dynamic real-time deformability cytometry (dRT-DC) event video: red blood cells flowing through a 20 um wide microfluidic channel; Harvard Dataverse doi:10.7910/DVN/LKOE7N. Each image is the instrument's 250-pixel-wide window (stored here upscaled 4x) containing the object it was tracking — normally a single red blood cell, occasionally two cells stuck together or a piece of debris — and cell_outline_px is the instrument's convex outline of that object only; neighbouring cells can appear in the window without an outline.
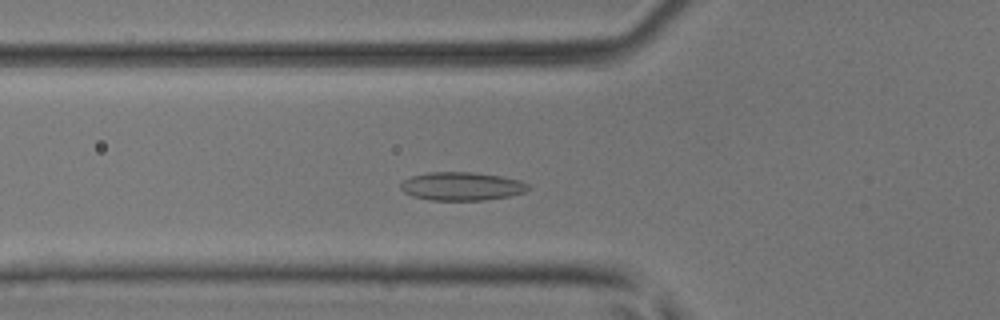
{"species": "common noctule bat (a hibernating species)", "species_latin": "Nyctalus noctula", "temperature_condition": "room temperature", "stored_images_in_passage": 46, "camera_frame_rate_fps": 3000, "um_per_image_px": 0.085, "animal": {"sex": "male", "body_mass_g": 17.9, "forearm_length_mm": 54.2}, "frame": {"image": 1, "passage_image": 14, "time_ms": 4.333, "image_size_px": [1000, 320], "cell_outline_px": [[528, 188], [524, 192], [508, 196], [484, 200], [428, 200], [412, 196], [404, 192], [400, 188], [400, 184], [404, 180], [412, 176], [428, 172], [472, 172], [500, 176], [520, 180], [528, 184]], "centroid_in_image_um": [39.21, 15.83], "position_along_channel_um": 86.6, "area_um2": 20.98}}
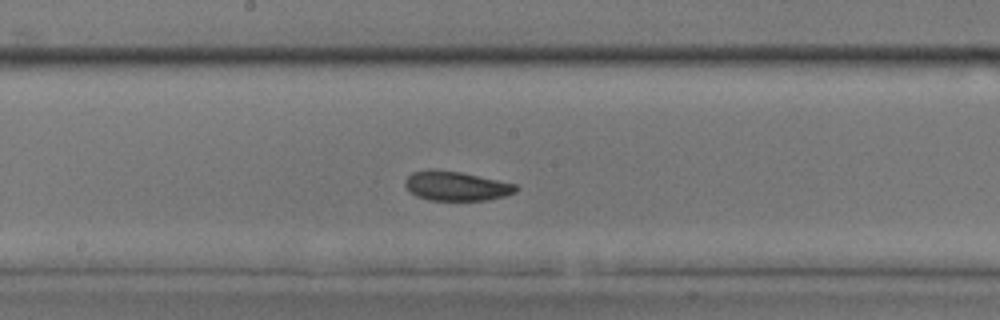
{"frame": {"image": 2, "passage_image": 23, "time_ms": 7.333, "image_size_px": [1000, 320], "cell_outline_px": [[520, 188], [516, 192], [504, 196], [484, 200], [428, 200], [416, 196], [404, 184], [404, 180], [412, 172], [428, 168], [432, 168], [460, 172], [516, 184]], "centroid_in_image_um": [38.76, 15.8], "position_along_channel_um": 209.4, "area_um2": 19.02}}
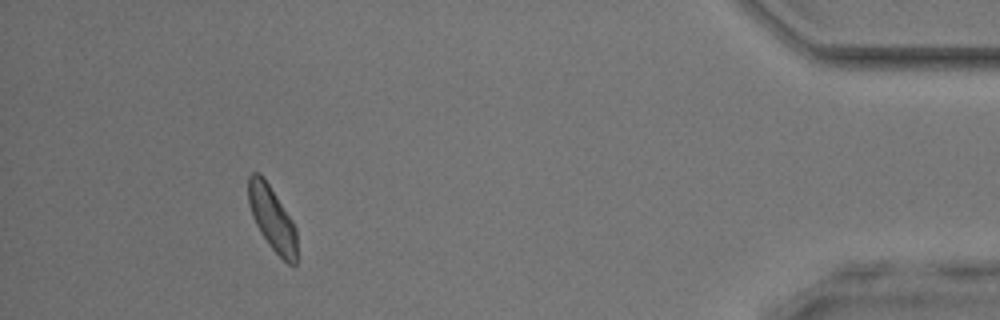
{"frame": {"image": 3, "passage_image": 42, "time_ms": 13.667, "image_size_px": [1000, 320], "cell_outline_px": [[296, 264], [288, 264], [268, 244], [260, 232], [252, 216], [248, 204], [248, 176], [252, 172], [260, 172], [264, 176], [292, 220], [296, 228]], "centroid_in_image_um": [23.11, 18.52], "position_along_channel_um": 412.1, "area_um2": 18.21}, "authors_computed_cell_mechanics": {"area_um2": 18.9295, "velocity_mm_per_s": 4.1107, "shape_relaxation_time_tau1_ms": 4.3554, "shape_relaxation_time_tau2_ms": 2.0143, "deformation_change_tau1": 0.0813, "deformation_change_tau2": 0.0572}}